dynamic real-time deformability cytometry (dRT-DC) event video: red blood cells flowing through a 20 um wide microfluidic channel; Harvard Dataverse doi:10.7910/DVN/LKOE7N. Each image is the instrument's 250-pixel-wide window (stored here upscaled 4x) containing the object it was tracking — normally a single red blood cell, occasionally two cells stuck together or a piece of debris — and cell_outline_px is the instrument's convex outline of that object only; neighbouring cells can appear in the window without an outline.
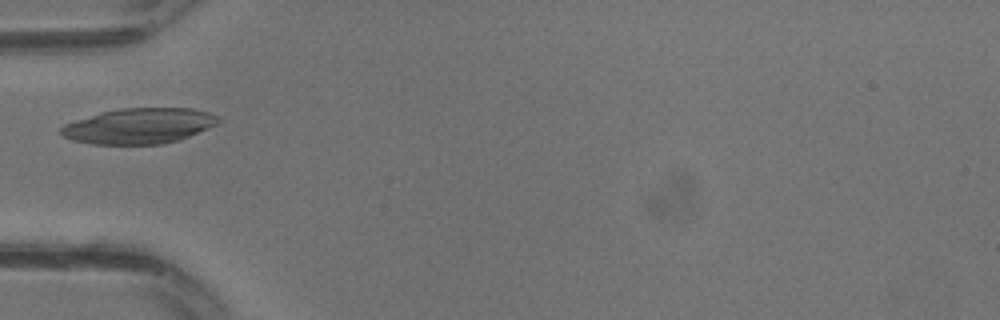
{"species": "common noctule bat (a hibernating species)", "species_latin": "Nyctalus noctula", "temperature_condition": "warm", "stored_images_in_passage": 12, "camera_frame_rate_fps": 3000, "um_per_image_px": 0.085, "animal": {"sex": "male", "body_mass_g": 13.3}, "frame": {"image": 1, "passage_image": 9, "time_ms": 2.667, "image_size_px": [1000, 320], "cell_outline_px": [[220, 120], [216, 124], [180, 140], [164, 144], [92, 144], [72, 140], [64, 136], [60, 132], [60, 128], [64, 124], [100, 112], [120, 108], [192, 108], [208, 112], [220, 116]], "centroid_in_image_um": [11.83, 10.7], "position_along_channel_um": 73.2, "area_um2": 32.54}}
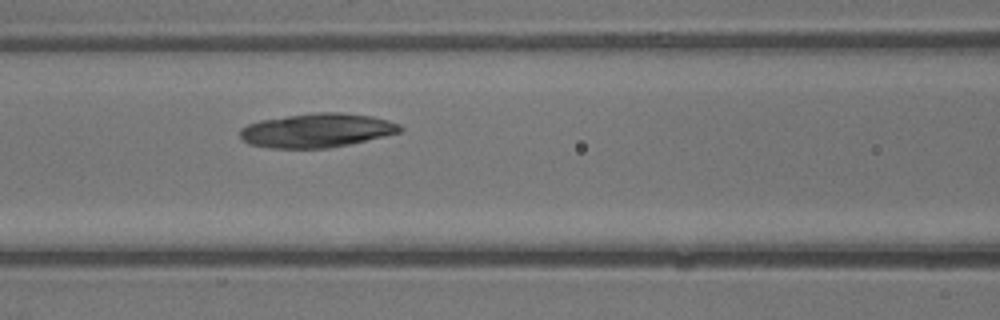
{"frame": {"image": 2, "passage_image": 12, "time_ms": 3.667, "image_size_px": [1000, 320], "cell_outline_px": [[404, 132], [348, 144], [328, 148], [268, 148], [248, 144], [240, 136], [240, 128], [248, 124], [260, 120], [316, 112], [340, 112], [372, 116], [388, 120], [400, 124], [404, 128]], "centroid_in_image_um": [26.96, 11.08], "position_along_channel_um": 139.6, "area_um2": 31.85}}